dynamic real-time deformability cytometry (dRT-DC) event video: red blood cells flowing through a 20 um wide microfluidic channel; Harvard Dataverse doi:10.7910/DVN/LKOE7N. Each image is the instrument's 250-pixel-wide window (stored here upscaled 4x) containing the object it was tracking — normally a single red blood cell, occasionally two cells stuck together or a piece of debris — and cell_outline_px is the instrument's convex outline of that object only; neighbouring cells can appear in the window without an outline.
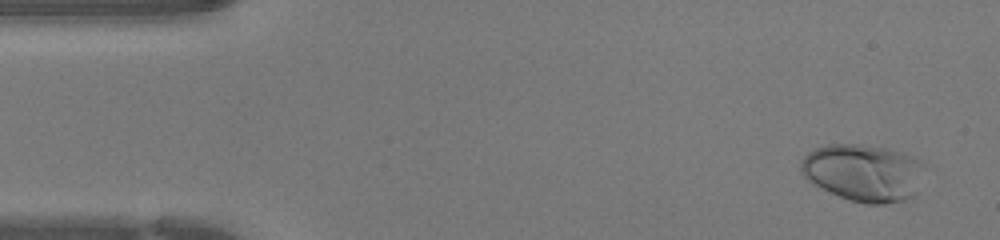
{"species": "human", "species_latin": "Homo sapiens", "temperature_condition": "warm", "stored_images_in_passage": 45, "camera_frame_rate_fps": 3000, "um_per_image_px": 0.085, "donor": {"sex": "female"}, "frame": {"image": 1, "passage_image": 3, "time_ms": 0.667, "image_size_px": [1000, 240], "cell_outline_px": [[924, 164], [912, 196], [904, 200], [884, 204], [868, 204], [852, 200], [840, 196], [808, 180], [800, 172], [800, 160], [808, 152], [816, 148], [828, 144], [860, 144], [884, 148], [900, 152], [912, 156], [920, 160]], "centroid_in_image_um": [73.34, 14.65], "position_along_channel_um": 11.7, "area_um2": 40.52}}
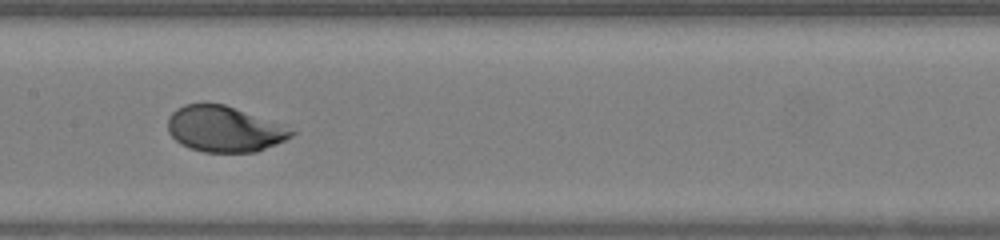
{"frame": {"image": 2, "passage_image": 22, "time_ms": 7.0, "image_size_px": [1000, 240], "cell_outline_px": [[296, 132], [292, 136], [276, 144], [256, 152], [204, 152], [188, 148], [180, 144], [168, 132], [168, 116], [176, 108], [184, 104], [224, 104], [284, 124]], "centroid_in_image_um": [19.06, 10.97], "position_along_channel_um": 188.3, "area_um2": 33.12}}
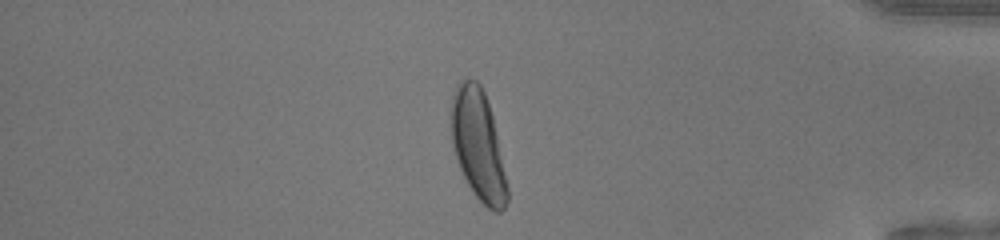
{"frame": {"image": 3, "passage_image": 38, "time_ms": 12.333, "image_size_px": [1000, 240], "cell_outline_px": [[508, 200], [504, 208], [500, 212], [492, 212], [476, 196], [468, 184], [460, 168], [452, 144], [452, 96], [456, 84], [464, 76], [476, 80], [480, 84], [484, 92], [492, 116], [508, 188]], "centroid_in_image_um": [40.63, 12.31], "position_along_channel_um": 394.6, "area_um2": 35.49}}